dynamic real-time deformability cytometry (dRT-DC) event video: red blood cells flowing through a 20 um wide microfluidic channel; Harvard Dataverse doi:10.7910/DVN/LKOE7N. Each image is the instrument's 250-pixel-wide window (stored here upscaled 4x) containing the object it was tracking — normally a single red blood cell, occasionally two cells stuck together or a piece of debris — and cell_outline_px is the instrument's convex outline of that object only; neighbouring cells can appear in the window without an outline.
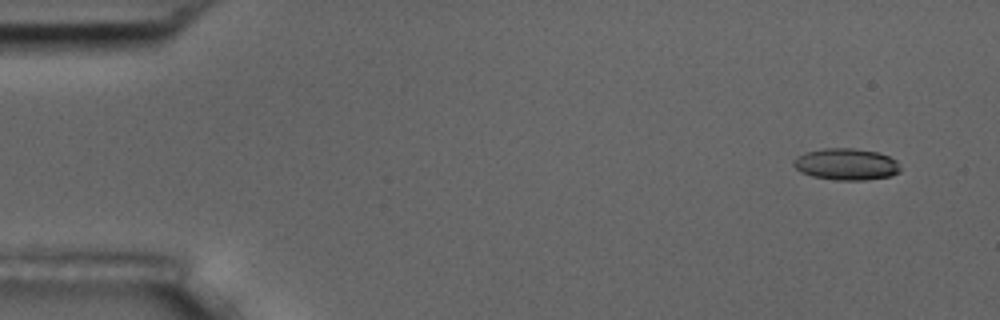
{"species": "common noctule bat (a hibernating species)", "species_latin": "Nyctalus noctula", "temperature_condition": "room temperature", "stored_images_in_passage": 6, "camera_frame_rate_fps": 3000, "um_per_image_px": 0.085, "animal": {"sex": "male", "body_mass_g": 17.5, "forearm_length_mm": 52.3}, "frame": {"image": 1, "passage_image": 1, "time_ms": 0.0, "image_size_px": [1000, 320], "cell_outline_px": [[900, 172], [892, 176], [864, 180], [836, 180], [812, 176], [800, 172], [792, 164], [792, 160], [796, 156], [804, 152], [824, 148], [852, 148], [876, 152], [888, 156], [896, 160], [900, 168]], "centroid_in_image_um": [71.9, 13.96], "position_along_channel_um": 13.1, "area_um2": 19.83}}
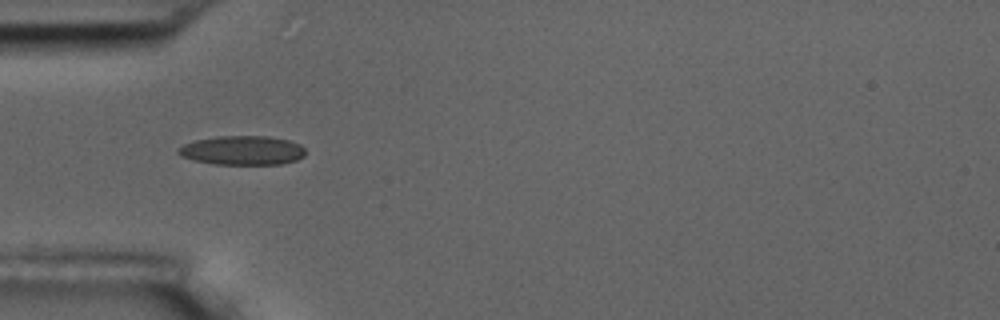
{"frame": {"image": 2, "passage_image": 5, "time_ms": 4.667, "image_size_px": [1000, 320], "cell_outline_px": [[304, 156], [296, 160], [280, 164], [212, 164], [192, 160], [180, 156], [176, 152], [176, 148], [184, 144], [196, 140], [216, 136], [268, 136], [288, 140], [300, 144], [304, 148]], "centroid_in_image_um": [20.55, 12.78], "position_along_channel_um": 64.4, "area_um2": 21.73}}